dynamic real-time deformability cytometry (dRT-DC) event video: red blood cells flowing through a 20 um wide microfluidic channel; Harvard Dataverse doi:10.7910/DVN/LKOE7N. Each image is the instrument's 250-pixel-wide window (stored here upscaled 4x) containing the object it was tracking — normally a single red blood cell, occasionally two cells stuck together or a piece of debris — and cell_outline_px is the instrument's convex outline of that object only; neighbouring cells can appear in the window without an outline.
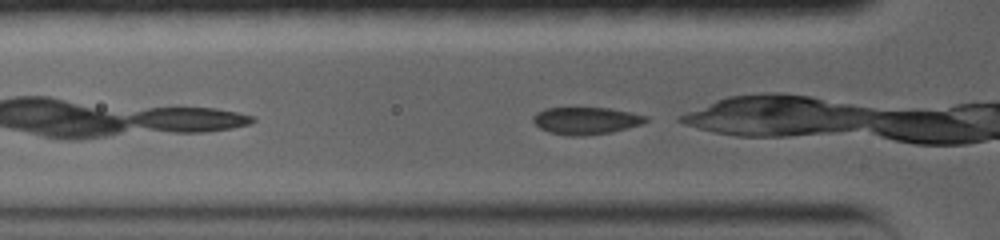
{"species": "common noctule bat (a hibernating species)", "species_latin": "Nyctalus noctula", "temperature_condition": "warm", "stored_images_in_passage": 51, "camera_frame_rate_fps": 5000, "um_per_image_px": 0.085, "animal": {"sex": "female", "body_mass_g": 19.0, "forearm_length_mm": 56.7}, "frame": {"image": 1, "passage_image": 2, "time_ms": 0.2, "image_size_px": [1000, 240], "cell_outline_px": [[648, 120], [640, 124], [612, 132], [584, 136], [568, 136], [548, 132], [540, 128], [532, 120], [532, 116], [536, 112], [544, 108], [608, 108], [632, 112], [648, 116]], "centroid_in_image_um": [49.78, 10.26], "position_along_channel_um": 76.0, "area_um2": 17.98}}
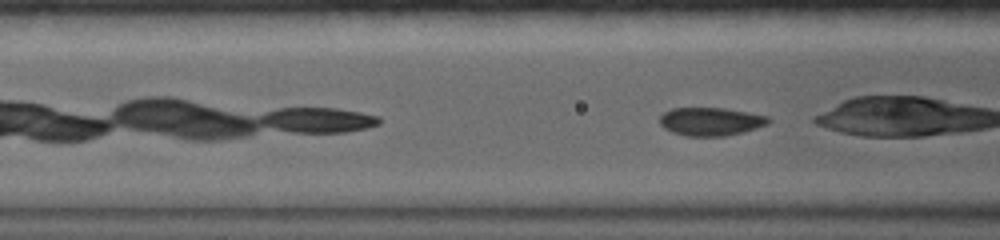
{"frame": {"image": 2, "passage_image": 7, "time_ms": 1.0, "image_size_px": [1000, 240], "cell_outline_px": [[772, 120], [768, 124], [744, 132], [724, 136], [688, 136], [672, 132], [664, 128], [660, 124], [660, 116], [664, 112], [672, 108], [724, 108], [748, 112], [768, 116]], "centroid_in_image_um": [60.43, 10.33], "position_along_channel_um": 106.2, "area_um2": 17.92}}
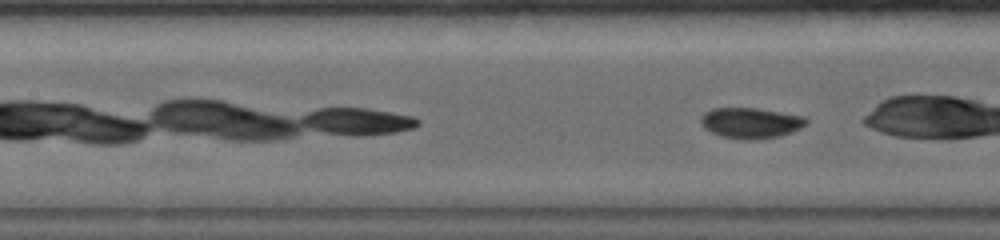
{"frame": {"image": 3, "passage_image": 12, "time_ms": 2.0, "image_size_px": [1000, 240], "cell_outline_px": [[808, 124], [792, 132], [780, 136], [756, 140], [744, 140], [720, 136], [704, 128], [700, 124], [700, 116], [704, 112], [712, 108], [756, 108], [804, 116], [808, 120]], "centroid_in_image_um": [63.8, 10.45], "position_along_channel_um": 143.6, "area_um2": 19.07}}